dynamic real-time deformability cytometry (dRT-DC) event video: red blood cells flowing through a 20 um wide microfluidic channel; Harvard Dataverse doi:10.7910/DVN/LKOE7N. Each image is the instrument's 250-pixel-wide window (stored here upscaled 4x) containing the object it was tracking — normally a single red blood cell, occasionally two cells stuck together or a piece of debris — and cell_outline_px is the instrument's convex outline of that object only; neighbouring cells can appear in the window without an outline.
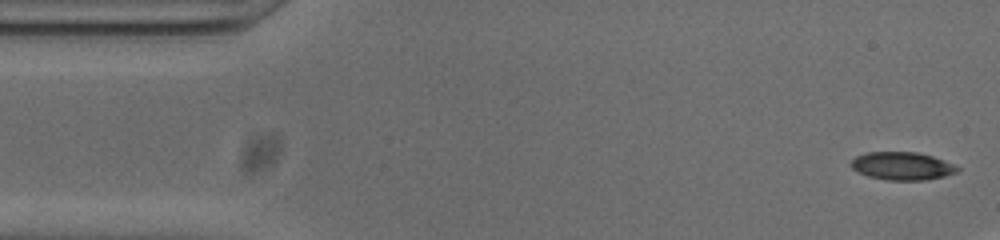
{"species": "common noctule bat (a hibernating species)", "species_latin": "Nyctalus noctula", "temperature_condition": "cold", "stored_images_in_passage": 41, "camera_frame_rate_fps": 3000, "um_per_image_px": 0.085, "animal": {"sex": "male", "body_mass_g": 20.0, "forearm_length_mm": 53.3}, "frame": {"image": 1, "passage_image": 1, "time_ms": 0.0, "image_size_px": [1000, 240], "cell_outline_px": [[960, 168], [956, 172], [944, 176], [924, 180], [888, 180], [868, 176], [852, 168], [848, 164], [856, 156], [868, 152], [916, 152], [932, 156], [944, 160]], "centroid_in_image_um": [76.66, 14.1], "position_along_channel_um": 8.3, "area_um2": 17.17}}
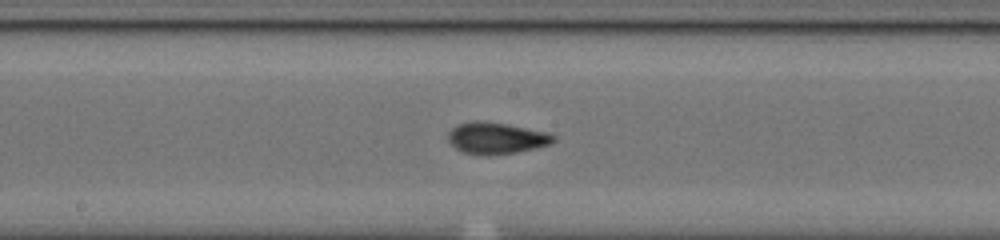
{"frame": {"image": 2, "passage_image": 25, "time_ms": 8.0, "image_size_px": [1000, 240], "cell_outline_px": [[556, 140], [552, 144], [536, 148], [516, 152], [464, 152], [456, 148], [448, 140], [448, 132], [456, 124], [472, 120], [480, 120], [508, 124], [548, 132], [556, 136]], "centroid_in_image_um": [42.23, 11.67], "position_along_channel_um": 206.0, "area_um2": 18.9}}
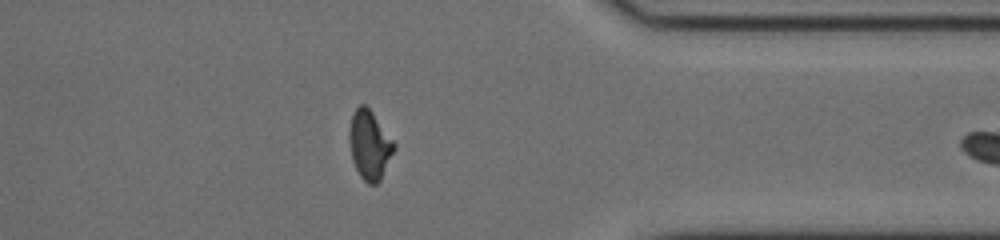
{"frame": {"image": 3, "passage_image": 40, "time_ms": 13.0, "image_size_px": [1000, 240], "cell_outline_px": [[396, 148], [380, 180], [376, 184], [368, 184], [360, 176], [352, 160], [348, 136], [348, 132], [352, 112], [360, 104], [364, 104], [372, 112], [396, 144]], "centroid_in_image_um": [31.4, 12.31], "position_along_channel_um": 380.0, "area_um2": 18.03}}